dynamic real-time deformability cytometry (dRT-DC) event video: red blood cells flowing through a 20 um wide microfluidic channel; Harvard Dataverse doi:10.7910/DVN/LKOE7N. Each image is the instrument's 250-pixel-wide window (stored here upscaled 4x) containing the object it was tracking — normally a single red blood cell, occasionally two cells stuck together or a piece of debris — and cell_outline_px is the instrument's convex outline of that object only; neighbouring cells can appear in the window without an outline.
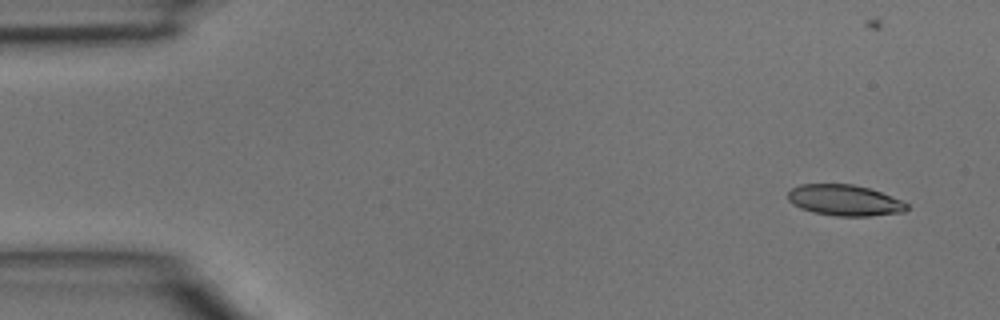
{"species": "common noctule bat (a hibernating species)", "species_latin": "Nyctalus noctula", "temperature_condition": "room temperature", "stored_images_in_passage": 4, "camera_frame_rate_fps": 3000, "um_per_image_px": 0.085, "animal": {"sex": "male", "body_mass_g": 15.6}, "frame": {"image": 1, "passage_image": 1, "time_ms": 0.0, "image_size_px": [1000, 320], "cell_outline_px": [[908, 208], [904, 212], [868, 216], [836, 216], [816, 212], [800, 208], [792, 204], [788, 200], [788, 192], [792, 188], [800, 184], [852, 184], [868, 188], [880, 192], [900, 200], [908, 204]], "centroid_in_image_um": [71.77, 17.02], "position_along_channel_um": 13.2, "area_um2": 21.27}}
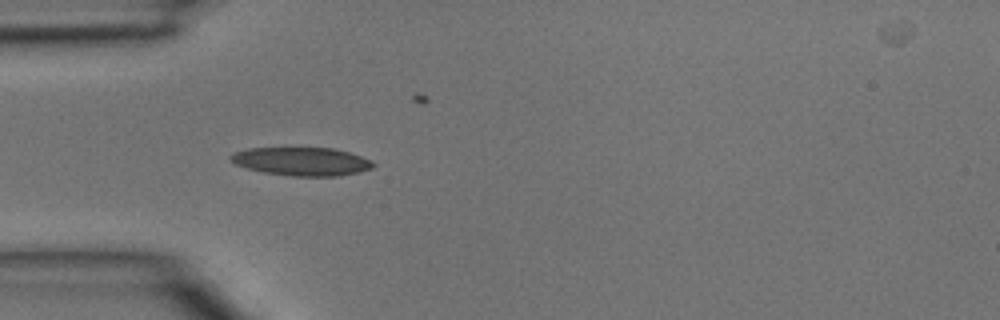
{"frame": {"image": 2, "passage_image": 4, "time_ms": 1.0, "image_size_px": [1000, 320], "cell_outline_px": [[376, 164], [372, 168], [340, 176], [292, 176], [264, 172], [248, 168], [236, 164], [228, 156], [236, 152], [248, 148], [332, 148], [348, 152], [372, 160]], "centroid_in_image_um": [25.67, 13.72], "position_along_channel_um": 59.3, "area_um2": 23.29}}